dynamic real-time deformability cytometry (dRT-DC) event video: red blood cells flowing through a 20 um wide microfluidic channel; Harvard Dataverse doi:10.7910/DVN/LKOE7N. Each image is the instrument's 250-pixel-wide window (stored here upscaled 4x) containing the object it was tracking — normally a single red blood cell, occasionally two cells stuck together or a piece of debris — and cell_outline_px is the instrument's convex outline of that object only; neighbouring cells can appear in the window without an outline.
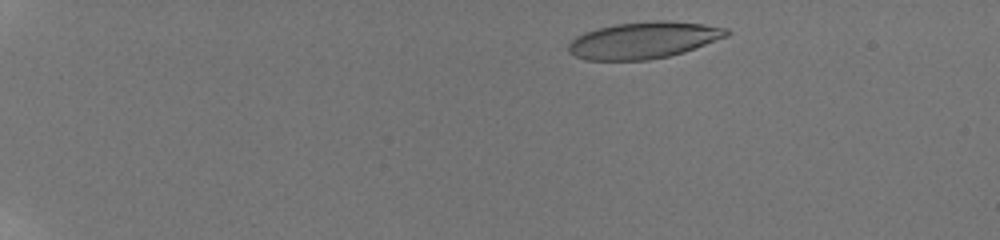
{"species": "human", "species_latin": "Homo sapiens", "temperature_condition": "room temperature", "stored_images_in_passage": 22, "camera_frame_rate_fps": 3000, "um_per_image_px": 0.085, "donor": {"sex": "male"}, "frame": {"image": 1, "passage_image": 5, "time_ms": 1.333, "image_size_px": [1000, 240], "cell_outline_px": [[732, 32], [728, 36], [684, 52], [668, 56], [648, 60], [584, 60], [568, 52], [568, 44], [576, 36], [584, 32], [596, 28], [616, 24], [652, 20], [668, 20], [704, 24], [728, 28]], "centroid_in_image_um": [54.71, 3.41], "position_along_channel_um": 30.3, "area_um2": 34.04}}
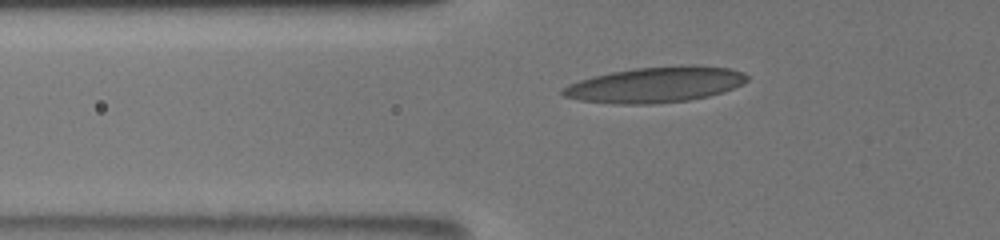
{"frame": {"image": 2, "passage_image": 17, "time_ms": 5.333, "image_size_px": [1000, 240], "cell_outline_px": [[748, 80], [724, 92], [708, 96], [688, 100], [652, 104], [616, 104], [580, 100], [564, 96], [560, 92], [568, 84], [580, 80], [612, 72], [636, 68], [728, 68], [744, 72], [748, 76]], "centroid_in_image_um": [55.64, 7.25], "position_along_channel_um": 70.2, "area_um2": 36.76}}